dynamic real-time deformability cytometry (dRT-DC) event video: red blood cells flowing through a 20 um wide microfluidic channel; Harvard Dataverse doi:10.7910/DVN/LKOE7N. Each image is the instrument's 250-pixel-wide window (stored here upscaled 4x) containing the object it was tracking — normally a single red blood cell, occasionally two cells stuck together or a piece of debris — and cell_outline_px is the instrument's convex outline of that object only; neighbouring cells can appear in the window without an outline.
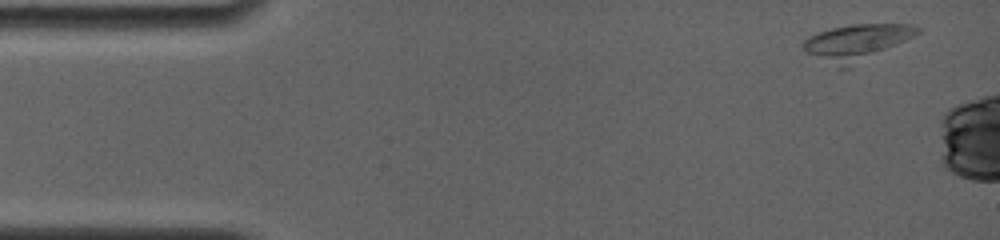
{"species": "common noctule bat (a hibernating species)", "species_latin": "Nyctalus noctula", "temperature_condition": "room temperature", "stored_images_in_passage": 5, "camera_frame_rate_fps": 4000, "um_per_image_px": 0.085, "animal": {"sex": "female", "body_mass_g": 19.0, "forearm_length_mm": 56.7}, "frame": {"image": 1, "passage_image": 1, "time_ms": 0.0, "image_size_px": [1000, 240], "cell_outline_px": [[920, 32], [848, 68], [840, 68], [804, 52], [804, 40], [808, 36], [832, 28], [852, 24], [912, 24], [920, 28]], "centroid_in_image_um": [72.76, 3.58], "position_along_channel_um": 12.2, "area_um2": 23.24}}